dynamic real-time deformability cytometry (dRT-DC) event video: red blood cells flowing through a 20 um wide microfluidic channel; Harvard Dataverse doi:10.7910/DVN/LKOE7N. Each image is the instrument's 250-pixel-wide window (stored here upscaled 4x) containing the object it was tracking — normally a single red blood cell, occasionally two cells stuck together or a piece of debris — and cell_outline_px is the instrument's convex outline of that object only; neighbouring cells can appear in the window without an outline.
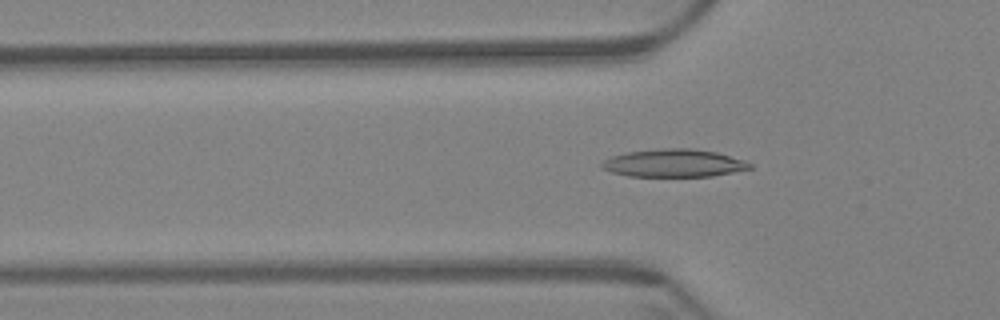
{"species": "Egyptian fruit bat (a non-hibernating species)", "species_latin": "Rousettus aegyptiacus", "temperature_condition": "warm", "stored_images_in_passage": 60, "camera_frame_rate_fps": 3000, "um_per_image_px": 0.085, "animal": {"sex": "female"}, "frame": {"image": 1, "passage_image": 20, "time_ms": 6.333, "image_size_px": [1000, 320], "cell_outline_px": [[752, 168], [712, 176], [628, 176], [612, 172], [604, 168], [600, 164], [604, 160], [612, 156], [628, 152], [664, 148], [688, 148], [716, 152], [752, 164]], "centroid_in_image_um": [57.25, 13.87], "position_along_channel_um": 68.6, "area_um2": 23.52}}
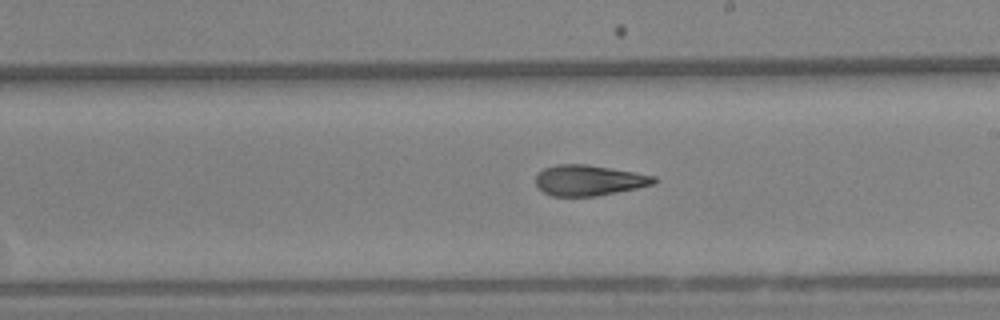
{"frame": {"image": 2, "passage_image": 35, "time_ms": 11.333, "image_size_px": [1000, 320], "cell_outline_px": [[660, 180], [652, 184], [636, 188], [596, 196], [552, 196], [544, 192], [536, 184], [536, 176], [544, 168], [556, 164], [588, 164], [656, 176]], "centroid_in_image_um": [50.06, 15.32], "position_along_channel_um": 238.9, "area_um2": 20.98}}
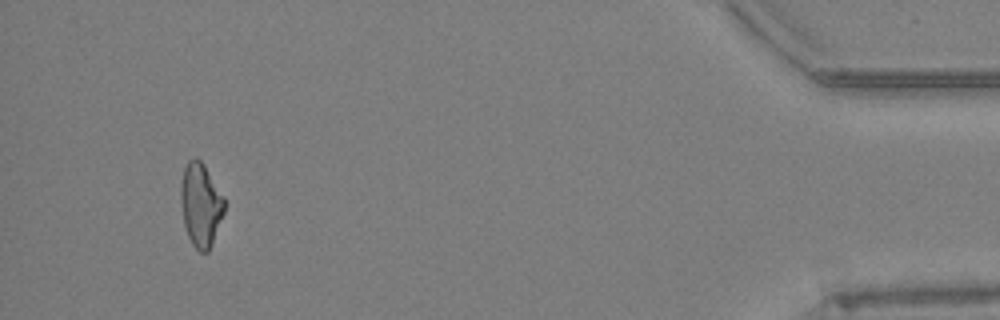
{"frame": {"image": 3, "passage_image": 57, "time_ms": 18.667, "image_size_px": [1000, 320], "cell_outline_px": [[224, 212], [212, 244], [208, 252], [200, 252], [192, 244], [188, 236], [184, 224], [180, 200], [180, 184], [184, 168], [188, 160], [196, 156], [204, 164], [224, 196]], "centroid_in_image_um": [17.05, 17.38], "position_along_channel_um": 418.1, "area_um2": 21.33}, "authors_computed_cell_mechanics": {"area_um2": 21.7039, "velocity_mm_per_s": 3.4152, "shape_relaxation_time_tau1_ms": 9.0096, "shape_relaxation_time_tau2_ms": 3.329, "deformation_change_tau1": 0.2457, "deformation_change_tau2": 0.1257}}